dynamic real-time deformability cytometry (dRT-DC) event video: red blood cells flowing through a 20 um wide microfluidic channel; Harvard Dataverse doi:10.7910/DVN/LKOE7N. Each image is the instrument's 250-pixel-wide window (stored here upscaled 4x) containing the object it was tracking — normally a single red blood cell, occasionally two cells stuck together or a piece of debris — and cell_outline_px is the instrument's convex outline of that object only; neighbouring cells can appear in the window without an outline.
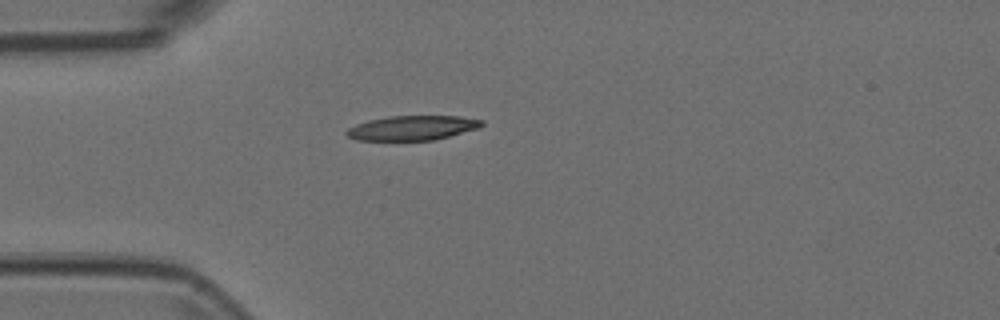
{"species": "Egyptian fruit bat (a non-hibernating species)", "species_latin": "Rousettus aegyptiacus", "temperature_condition": "room temperature", "stored_images_in_passage": 41, "camera_frame_rate_fps": 3000, "um_per_image_px": 0.085, "animal": {"sex": "female"}, "frame": {"image": 1, "passage_image": 1, "time_ms": 0.0, "image_size_px": [1000, 320], "cell_outline_px": [[484, 124], [480, 128], [432, 140], [356, 140], [348, 136], [344, 132], [348, 128], [356, 124], [368, 120], [388, 116], [460, 116], [484, 120]], "centroid_in_image_um": [35.05, 10.86], "position_along_channel_um": 49.9, "area_um2": 19.36}}
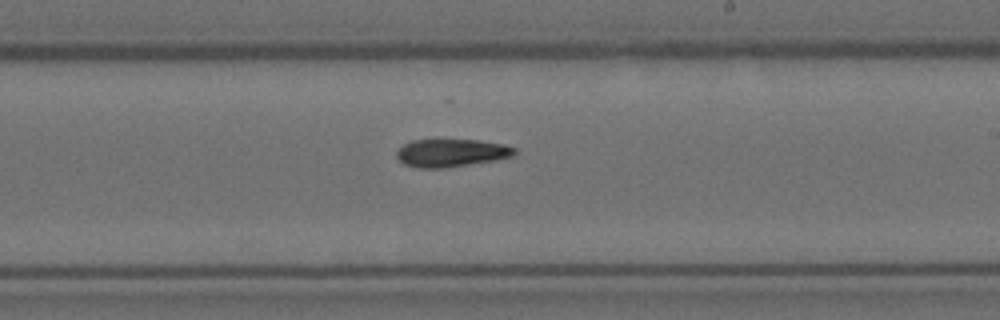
{"frame": {"image": 2, "passage_image": 18, "time_ms": 5.667, "image_size_px": [1000, 320], "cell_outline_px": [[516, 152], [512, 156], [496, 160], [444, 168], [416, 168], [404, 164], [396, 156], [396, 152], [404, 144], [412, 140], [480, 140], [504, 144], [516, 148]], "centroid_in_image_um": [38.36, 13.0], "position_along_channel_um": 250.6, "area_um2": 19.13}}
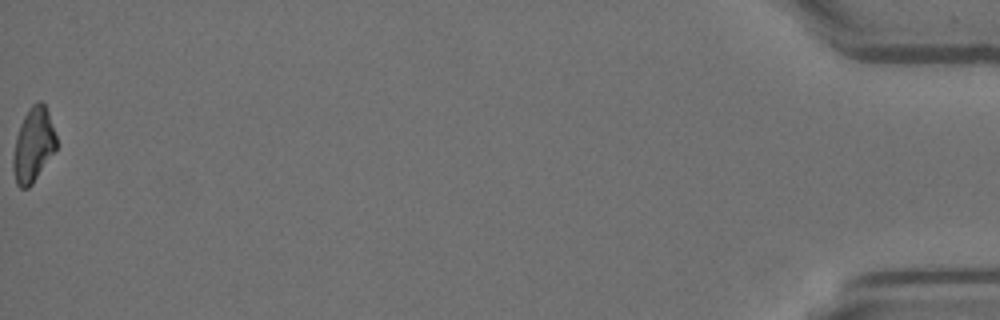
{"frame": {"image": 3, "passage_image": 41, "time_ms": 13.333, "image_size_px": [1000, 320], "cell_outline_px": [[56, 148], [32, 184], [28, 188], [20, 188], [16, 184], [12, 168], [12, 156], [16, 136], [20, 124], [28, 108], [36, 100], [40, 100], [44, 104], [48, 112], [56, 136]], "centroid_in_image_um": [2.8, 12.31], "position_along_channel_um": 432.4, "area_um2": 18.67}}